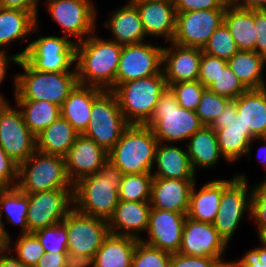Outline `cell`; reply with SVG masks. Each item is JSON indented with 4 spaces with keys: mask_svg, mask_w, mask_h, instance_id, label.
Masks as SVG:
<instances>
[{
    "mask_svg": "<svg viewBox=\"0 0 266 267\" xmlns=\"http://www.w3.org/2000/svg\"><path fill=\"white\" fill-rule=\"evenodd\" d=\"M91 119L84 136L95 141L109 152L120 139L123 131L130 125L119 107L116 94L104 90L93 102Z\"/></svg>",
    "mask_w": 266,
    "mask_h": 267,
    "instance_id": "obj_9",
    "label": "cell"
},
{
    "mask_svg": "<svg viewBox=\"0 0 266 267\" xmlns=\"http://www.w3.org/2000/svg\"><path fill=\"white\" fill-rule=\"evenodd\" d=\"M62 223L68 235V252L77 255L94 257L110 234L107 220L82 214L74 207Z\"/></svg>",
    "mask_w": 266,
    "mask_h": 267,
    "instance_id": "obj_14",
    "label": "cell"
},
{
    "mask_svg": "<svg viewBox=\"0 0 266 267\" xmlns=\"http://www.w3.org/2000/svg\"><path fill=\"white\" fill-rule=\"evenodd\" d=\"M38 25L37 18L28 11L0 7V47L5 50L3 47L13 41H27V35L39 31Z\"/></svg>",
    "mask_w": 266,
    "mask_h": 267,
    "instance_id": "obj_32",
    "label": "cell"
},
{
    "mask_svg": "<svg viewBox=\"0 0 266 267\" xmlns=\"http://www.w3.org/2000/svg\"><path fill=\"white\" fill-rule=\"evenodd\" d=\"M18 65L23 73L14 76L15 100L48 101L61 107L78 84L77 72L38 71L24 58Z\"/></svg>",
    "mask_w": 266,
    "mask_h": 267,
    "instance_id": "obj_3",
    "label": "cell"
},
{
    "mask_svg": "<svg viewBox=\"0 0 266 267\" xmlns=\"http://www.w3.org/2000/svg\"><path fill=\"white\" fill-rule=\"evenodd\" d=\"M202 51L208 55L228 61L239 49L227 26L222 23L210 36Z\"/></svg>",
    "mask_w": 266,
    "mask_h": 267,
    "instance_id": "obj_40",
    "label": "cell"
},
{
    "mask_svg": "<svg viewBox=\"0 0 266 267\" xmlns=\"http://www.w3.org/2000/svg\"><path fill=\"white\" fill-rule=\"evenodd\" d=\"M0 7L5 9H18L32 13L39 21L38 0H0Z\"/></svg>",
    "mask_w": 266,
    "mask_h": 267,
    "instance_id": "obj_53",
    "label": "cell"
},
{
    "mask_svg": "<svg viewBox=\"0 0 266 267\" xmlns=\"http://www.w3.org/2000/svg\"><path fill=\"white\" fill-rule=\"evenodd\" d=\"M175 92L178 104L191 111H196L202 93L206 87L199 81H186L169 85Z\"/></svg>",
    "mask_w": 266,
    "mask_h": 267,
    "instance_id": "obj_44",
    "label": "cell"
},
{
    "mask_svg": "<svg viewBox=\"0 0 266 267\" xmlns=\"http://www.w3.org/2000/svg\"><path fill=\"white\" fill-rule=\"evenodd\" d=\"M221 263L212 257L189 256L181 253L171 254L170 267H219Z\"/></svg>",
    "mask_w": 266,
    "mask_h": 267,
    "instance_id": "obj_49",
    "label": "cell"
},
{
    "mask_svg": "<svg viewBox=\"0 0 266 267\" xmlns=\"http://www.w3.org/2000/svg\"><path fill=\"white\" fill-rule=\"evenodd\" d=\"M55 1H59V0H46L45 6L52 3V2H55ZM39 2H40V0H38V7H39Z\"/></svg>",
    "mask_w": 266,
    "mask_h": 267,
    "instance_id": "obj_62",
    "label": "cell"
},
{
    "mask_svg": "<svg viewBox=\"0 0 266 267\" xmlns=\"http://www.w3.org/2000/svg\"><path fill=\"white\" fill-rule=\"evenodd\" d=\"M19 165L15 163L0 146V185L16 187Z\"/></svg>",
    "mask_w": 266,
    "mask_h": 267,
    "instance_id": "obj_48",
    "label": "cell"
},
{
    "mask_svg": "<svg viewBox=\"0 0 266 267\" xmlns=\"http://www.w3.org/2000/svg\"><path fill=\"white\" fill-rule=\"evenodd\" d=\"M227 65L247 89L266 87L263 70L266 58L255 51L239 50Z\"/></svg>",
    "mask_w": 266,
    "mask_h": 267,
    "instance_id": "obj_35",
    "label": "cell"
},
{
    "mask_svg": "<svg viewBox=\"0 0 266 267\" xmlns=\"http://www.w3.org/2000/svg\"><path fill=\"white\" fill-rule=\"evenodd\" d=\"M186 214L151 208L146 233L140 240L168 253H178Z\"/></svg>",
    "mask_w": 266,
    "mask_h": 267,
    "instance_id": "obj_19",
    "label": "cell"
},
{
    "mask_svg": "<svg viewBox=\"0 0 266 267\" xmlns=\"http://www.w3.org/2000/svg\"><path fill=\"white\" fill-rule=\"evenodd\" d=\"M139 12L146 37H165L172 42L175 34L176 10L173 0H130Z\"/></svg>",
    "mask_w": 266,
    "mask_h": 267,
    "instance_id": "obj_22",
    "label": "cell"
},
{
    "mask_svg": "<svg viewBox=\"0 0 266 267\" xmlns=\"http://www.w3.org/2000/svg\"><path fill=\"white\" fill-rule=\"evenodd\" d=\"M152 173L126 174L122 176L119 200L150 201Z\"/></svg>",
    "mask_w": 266,
    "mask_h": 267,
    "instance_id": "obj_38",
    "label": "cell"
},
{
    "mask_svg": "<svg viewBox=\"0 0 266 267\" xmlns=\"http://www.w3.org/2000/svg\"><path fill=\"white\" fill-rule=\"evenodd\" d=\"M45 7L52 20L63 28V36L77 38L76 43L95 33L97 9L93 0H59Z\"/></svg>",
    "mask_w": 266,
    "mask_h": 267,
    "instance_id": "obj_15",
    "label": "cell"
},
{
    "mask_svg": "<svg viewBox=\"0 0 266 267\" xmlns=\"http://www.w3.org/2000/svg\"><path fill=\"white\" fill-rule=\"evenodd\" d=\"M27 193L16 187H4L0 189V235L6 243L11 241L8 230L4 226L3 216L6 217L8 223L20 226V234H28L27 212H28Z\"/></svg>",
    "mask_w": 266,
    "mask_h": 267,
    "instance_id": "obj_30",
    "label": "cell"
},
{
    "mask_svg": "<svg viewBox=\"0 0 266 267\" xmlns=\"http://www.w3.org/2000/svg\"><path fill=\"white\" fill-rule=\"evenodd\" d=\"M226 8L176 13L173 43L202 49L223 23Z\"/></svg>",
    "mask_w": 266,
    "mask_h": 267,
    "instance_id": "obj_16",
    "label": "cell"
},
{
    "mask_svg": "<svg viewBox=\"0 0 266 267\" xmlns=\"http://www.w3.org/2000/svg\"><path fill=\"white\" fill-rule=\"evenodd\" d=\"M208 89L217 95L227 97L231 100L236 99L247 90L229 66L221 71Z\"/></svg>",
    "mask_w": 266,
    "mask_h": 267,
    "instance_id": "obj_45",
    "label": "cell"
},
{
    "mask_svg": "<svg viewBox=\"0 0 266 267\" xmlns=\"http://www.w3.org/2000/svg\"><path fill=\"white\" fill-rule=\"evenodd\" d=\"M252 187L250 217L256 222L258 237L266 231V183Z\"/></svg>",
    "mask_w": 266,
    "mask_h": 267,
    "instance_id": "obj_46",
    "label": "cell"
},
{
    "mask_svg": "<svg viewBox=\"0 0 266 267\" xmlns=\"http://www.w3.org/2000/svg\"><path fill=\"white\" fill-rule=\"evenodd\" d=\"M158 143L150 127L130 124L108 152V160L123 175L152 173Z\"/></svg>",
    "mask_w": 266,
    "mask_h": 267,
    "instance_id": "obj_4",
    "label": "cell"
},
{
    "mask_svg": "<svg viewBox=\"0 0 266 267\" xmlns=\"http://www.w3.org/2000/svg\"><path fill=\"white\" fill-rule=\"evenodd\" d=\"M20 57L15 55H8L6 50L0 49V87L2 82L4 81L6 74L8 73L9 64L12 62L13 64L18 65L20 61Z\"/></svg>",
    "mask_w": 266,
    "mask_h": 267,
    "instance_id": "obj_56",
    "label": "cell"
},
{
    "mask_svg": "<svg viewBox=\"0 0 266 267\" xmlns=\"http://www.w3.org/2000/svg\"><path fill=\"white\" fill-rule=\"evenodd\" d=\"M235 178L224 188L219 210L213 222L214 228L228 244L246 213L250 216L251 193L246 174H235Z\"/></svg>",
    "mask_w": 266,
    "mask_h": 267,
    "instance_id": "obj_11",
    "label": "cell"
},
{
    "mask_svg": "<svg viewBox=\"0 0 266 267\" xmlns=\"http://www.w3.org/2000/svg\"><path fill=\"white\" fill-rule=\"evenodd\" d=\"M24 122L29 130L37 136L61 116L60 106L37 100H15Z\"/></svg>",
    "mask_w": 266,
    "mask_h": 267,
    "instance_id": "obj_37",
    "label": "cell"
},
{
    "mask_svg": "<svg viewBox=\"0 0 266 267\" xmlns=\"http://www.w3.org/2000/svg\"><path fill=\"white\" fill-rule=\"evenodd\" d=\"M258 248L247 251L239 260L230 261L234 267H266V245L261 242Z\"/></svg>",
    "mask_w": 266,
    "mask_h": 267,
    "instance_id": "obj_51",
    "label": "cell"
},
{
    "mask_svg": "<svg viewBox=\"0 0 266 267\" xmlns=\"http://www.w3.org/2000/svg\"><path fill=\"white\" fill-rule=\"evenodd\" d=\"M150 210V201L119 200L113 215L107 221L110 234L140 240V233L147 230Z\"/></svg>",
    "mask_w": 266,
    "mask_h": 267,
    "instance_id": "obj_24",
    "label": "cell"
},
{
    "mask_svg": "<svg viewBox=\"0 0 266 267\" xmlns=\"http://www.w3.org/2000/svg\"><path fill=\"white\" fill-rule=\"evenodd\" d=\"M64 267H94V257L67 252Z\"/></svg>",
    "mask_w": 266,
    "mask_h": 267,
    "instance_id": "obj_55",
    "label": "cell"
},
{
    "mask_svg": "<svg viewBox=\"0 0 266 267\" xmlns=\"http://www.w3.org/2000/svg\"><path fill=\"white\" fill-rule=\"evenodd\" d=\"M219 267H234L231 262H227V263H224V264H221Z\"/></svg>",
    "mask_w": 266,
    "mask_h": 267,
    "instance_id": "obj_61",
    "label": "cell"
},
{
    "mask_svg": "<svg viewBox=\"0 0 266 267\" xmlns=\"http://www.w3.org/2000/svg\"><path fill=\"white\" fill-rule=\"evenodd\" d=\"M139 239L109 234L94 256V267H131Z\"/></svg>",
    "mask_w": 266,
    "mask_h": 267,
    "instance_id": "obj_33",
    "label": "cell"
},
{
    "mask_svg": "<svg viewBox=\"0 0 266 267\" xmlns=\"http://www.w3.org/2000/svg\"><path fill=\"white\" fill-rule=\"evenodd\" d=\"M122 45L94 33L76 43L78 83L114 90Z\"/></svg>",
    "mask_w": 266,
    "mask_h": 267,
    "instance_id": "obj_1",
    "label": "cell"
},
{
    "mask_svg": "<svg viewBox=\"0 0 266 267\" xmlns=\"http://www.w3.org/2000/svg\"><path fill=\"white\" fill-rule=\"evenodd\" d=\"M163 46L141 42L122 45L115 88L131 80L147 78L162 71Z\"/></svg>",
    "mask_w": 266,
    "mask_h": 267,
    "instance_id": "obj_17",
    "label": "cell"
},
{
    "mask_svg": "<svg viewBox=\"0 0 266 267\" xmlns=\"http://www.w3.org/2000/svg\"><path fill=\"white\" fill-rule=\"evenodd\" d=\"M107 21H104L105 28H108L113 37L109 40L121 45L137 44L145 41L146 34L143 30L142 21L136 5L128 2L116 10H113Z\"/></svg>",
    "mask_w": 266,
    "mask_h": 267,
    "instance_id": "obj_25",
    "label": "cell"
},
{
    "mask_svg": "<svg viewBox=\"0 0 266 267\" xmlns=\"http://www.w3.org/2000/svg\"><path fill=\"white\" fill-rule=\"evenodd\" d=\"M196 179L153 178L151 208L168 210L187 215L190 194Z\"/></svg>",
    "mask_w": 266,
    "mask_h": 267,
    "instance_id": "obj_23",
    "label": "cell"
},
{
    "mask_svg": "<svg viewBox=\"0 0 266 267\" xmlns=\"http://www.w3.org/2000/svg\"><path fill=\"white\" fill-rule=\"evenodd\" d=\"M10 253L12 252L8 251L6 247L0 251V267H28L18 261L14 256H11Z\"/></svg>",
    "mask_w": 266,
    "mask_h": 267,
    "instance_id": "obj_58",
    "label": "cell"
},
{
    "mask_svg": "<svg viewBox=\"0 0 266 267\" xmlns=\"http://www.w3.org/2000/svg\"><path fill=\"white\" fill-rule=\"evenodd\" d=\"M79 133L61 116L36 136V150L65 157Z\"/></svg>",
    "mask_w": 266,
    "mask_h": 267,
    "instance_id": "obj_34",
    "label": "cell"
},
{
    "mask_svg": "<svg viewBox=\"0 0 266 267\" xmlns=\"http://www.w3.org/2000/svg\"><path fill=\"white\" fill-rule=\"evenodd\" d=\"M103 91L98 87L78 83L61 105V117L79 134H83L91 119L93 102Z\"/></svg>",
    "mask_w": 266,
    "mask_h": 267,
    "instance_id": "obj_27",
    "label": "cell"
},
{
    "mask_svg": "<svg viewBox=\"0 0 266 267\" xmlns=\"http://www.w3.org/2000/svg\"><path fill=\"white\" fill-rule=\"evenodd\" d=\"M186 148L191 167L195 174L198 168L209 169L215 167L219 160L222 159L216 132L211 126H203L195 132L188 139Z\"/></svg>",
    "mask_w": 266,
    "mask_h": 267,
    "instance_id": "obj_31",
    "label": "cell"
},
{
    "mask_svg": "<svg viewBox=\"0 0 266 267\" xmlns=\"http://www.w3.org/2000/svg\"><path fill=\"white\" fill-rule=\"evenodd\" d=\"M123 173L107 160L95 174L74 184L73 207L82 214L109 220L119 203Z\"/></svg>",
    "mask_w": 266,
    "mask_h": 267,
    "instance_id": "obj_2",
    "label": "cell"
},
{
    "mask_svg": "<svg viewBox=\"0 0 266 267\" xmlns=\"http://www.w3.org/2000/svg\"><path fill=\"white\" fill-rule=\"evenodd\" d=\"M176 13L227 8V0H173Z\"/></svg>",
    "mask_w": 266,
    "mask_h": 267,
    "instance_id": "obj_50",
    "label": "cell"
},
{
    "mask_svg": "<svg viewBox=\"0 0 266 267\" xmlns=\"http://www.w3.org/2000/svg\"><path fill=\"white\" fill-rule=\"evenodd\" d=\"M259 240L266 245V231L259 237Z\"/></svg>",
    "mask_w": 266,
    "mask_h": 267,
    "instance_id": "obj_60",
    "label": "cell"
},
{
    "mask_svg": "<svg viewBox=\"0 0 266 267\" xmlns=\"http://www.w3.org/2000/svg\"><path fill=\"white\" fill-rule=\"evenodd\" d=\"M163 71L159 74L119 84L113 92L129 124L145 125L152 117L162 91L166 88Z\"/></svg>",
    "mask_w": 266,
    "mask_h": 267,
    "instance_id": "obj_6",
    "label": "cell"
},
{
    "mask_svg": "<svg viewBox=\"0 0 266 267\" xmlns=\"http://www.w3.org/2000/svg\"><path fill=\"white\" fill-rule=\"evenodd\" d=\"M227 66L226 60L202 52L198 80L208 89Z\"/></svg>",
    "mask_w": 266,
    "mask_h": 267,
    "instance_id": "obj_47",
    "label": "cell"
},
{
    "mask_svg": "<svg viewBox=\"0 0 266 267\" xmlns=\"http://www.w3.org/2000/svg\"><path fill=\"white\" fill-rule=\"evenodd\" d=\"M230 101L206 88L195 112L204 126H211Z\"/></svg>",
    "mask_w": 266,
    "mask_h": 267,
    "instance_id": "obj_42",
    "label": "cell"
},
{
    "mask_svg": "<svg viewBox=\"0 0 266 267\" xmlns=\"http://www.w3.org/2000/svg\"><path fill=\"white\" fill-rule=\"evenodd\" d=\"M0 244H5V242L1 238V235H0Z\"/></svg>",
    "mask_w": 266,
    "mask_h": 267,
    "instance_id": "obj_64",
    "label": "cell"
},
{
    "mask_svg": "<svg viewBox=\"0 0 266 267\" xmlns=\"http://www.w3.org/2000/svg\"><path fill=\"white\" fill-rule=\"evenodd\" d=\"M5 247V244H0V251Z\"/></svg>",
    "mask_w": 266,
    "mask_h": 267,
    "instance_id": "obj_63",
    "label": "cell"
},
{
    "mask_svg": "<svg viewBox=\"0 0 266 267\" xmlns=\"http://www.w3.org/2000/svg\"><path fill=\"white\" fill-rule=\"evenodd\" d=\"M255 52L266 58V9L254 10Z\"/></svg>",
    "mask_w": 266,
    "mask_h": 267,
    "instance_id": "obj_52",
    "label": "cell"
},
{
    "mask_svg": "<svg viewBox=\"0 0 266 267\" xmlns=\"http://www.w3.org/2000/svg\"><path fill=\"white\" fill-rule=\"evenodd\" d=\"M34 234L44 248L45 253H67L68 235L66 226L59 224L38 229Z\"/></svg>",
    "mask_w": 266,
    "mask_h": 267,
    "instance_id": "obj_43",
    "label": "cell"
},
{
    "mask_svg": "<svg viewBox=\"0 0 266 267\" xmlns=\"http://www.w3.org/2000/svg\"><path fill=\"white\" fill-rule=\"evenodd\" d=\"M17 187L24 193L74 188L68 177L65 157L35 151L19 165Z\"/></svg>",
    "mask_w": 266,
    "mask_h": 267,
    "instance_id": "obj_7",
    "label": "cell"
},
{
    "mask_svg": "<svg viewBox=\"0 0 266 267\" xmlns=\"http://www.w3.org/2000/svg\"><path fill=\"white\" fill-rule=\"evenodd\" d=\"M153 178L196 179L187 150L170 143H158L154 158Z\"/></svg>",
    "mask_w": 266,
    "mask_h": 267,
    "instance_id": "obj_28",
    "label": "cell"
},
{
    "mask_svg": "<svg viewBox=\"0 0 266 267\" xmlns=\"http://www.w3.org/2000/svg\"><path fill=\"white\" fill-rule=\"evenodd\" d=\"M227 4L232 7L243 9H266V0H227Z\"/></svg>",
    "mask_w": 266,
    "mask_h": 267,
    "instance_id": "obj_57",
    "label": "cell"
},
{
    "mask_svg": "<svg viewBox=\"0 0 266 267\" xmlns=\"http://www.w3.org/2000/svg\"><path fill=\"white\" fill-rule=\"evenodd\" d=\"M235 177L233 176L230 180L217 179L206 182L199 191L195 189V182L186 216L194 221L213 224L219 210L222 192Z\"/></svg>",
    "mask_w": 266,
    "mask_h": 267,
    "instance_id": "obj_26",
    "label": "cell"
},
{
    "mask_svg": "<svg viewBox=\"0 0 266 267\" xmlns=\"http://www.w3.org/2000/svg\"><path fill=\"white\" fill-rule=\"evenodd\" d=\"M229 244L219 235L213 224L194 221L186 217L182 242L178 253L216 258L221 264L229 261L223 260Z\"/></svg>",
    "mask_w": 266,
    "mask_h": 267,
    "instance_id": "obj_18",
    "label": "cell"
},
{
    "mask_svg": "<svg viewBox=\"0 0 266 267\" xmlns=\"http://www.w3.org/2000/svg\"><path fill=\"white\" fill-rule=\"evenodd\" d=\"M256 140H258V142H259V140L262 142V145H263V143H264V145L265 146H262V147H264V149L266 148V137H264V138H256ZM260 149H261V147H260ZM263 149V148H262ZM259 152V151H258ZM265 155V154H264ZM264 159V158H263ZM264 167H265V169H266V159L265 160H263V164H262Z\"/></svg>",
    "mask_w": 266,
    "mask_h": 267,
    "instance_id": "obj_59",
    "label": "cell"
},
{
    "mask_svg": "<svg viewBox=\"0 0 266 267\" xmlns=\"http://www.w3.org/2000/svg\"><path fill=\"white\" fill-rule=\"evenodd\" d=\"M202 52L200 48L183 47L173 42L163 46L162 71L167 86L198 80Z\"/></svg>",
    "mask_w": 266,
    "mask_h": 267,
    "instance_id": "obj_20",
    "label": "cell"
},
{
    "mask_svg": "<svg viewBox=\"0 0 266 267\" xmlns=\"http://www.w3.org/2000/svg\"><path fill=\"white\" fill-rule=\"evenodd\" d=\"M67 253H45L35 267H64Z\"/></svg>",
    "mask_w": 266,
    "mask_h": 267,
    "instance_id": "obj_54",
    "label": "cell"
},
{
    "mask_svg": "<svg viewBox=\"0 0 266 267\" xmlns=\"http://www.w3.org/2000/svg\"><path fill=\"white\" fill-rule=\"evenodd\" d=\"M211 127L216 132L218 147L226 162L235 163L246 155L247 160H251V143L256 141V138H252V132L245 128L240 116L237 115L234 100L226 105Z\"/></svg>",
    "mask_w": 266,
    "mask_h": 267,
    "instance_id": "obj_12",
    "label": "cell"
},
{
    "mask_svg": "<svg viewBox=\"0 0 266 267\" xmlns=\"http://www.w3.org/2000/svg\"><path fill=\"white\" fill-rule=\"evenodd\" d=\"M0 94V146L18 165L36 151V136L24 122L17 104L14 109Z\"/></svg>",
    "mask_w": 266,
    "mask_h": 267,
    "instance_id": "obj_10",
    "label": "cell"
},
{
    "mask_svg": "<svg viewBox=\"0 0 266 267\" xmlns=\"http://www.w3.org/2000/svg\"><path fill=\"white\" fill-rule=\"evenodd\" d=\"M223 23L230 31L239 50L255 51L254 10L227 5Z\"/></svg>",
    "mask_w": 266,
    "mask_h": 267,
    "instance_id": "obj_36",
    "label": "cell"
},
{
    "mask_svg": "<svg viewBox=\"0 0 266 267\" xmlns=\"http://www.w3.org/2000/svg\"><path fill=\"white\" fill-rule=\"evenodd\" d=\"M150 127L159 143H177L188 139L204 125L195 111L181 107L170 86L162 91L151 119Z\"/></svg>",
    "mask_w": 266,
    "mask_h": 267,
    "instance_id": "obj_5",
    "label": "cell"
},
{
    "mask_svg": "<svg viewBox=\"0 0 266 267\" xmlns=\"http://www.w3.org/2000/svg\"><path fill=\"white\" fill-rule=\"evenodd\" d=\"M73 191L74 188H60L27 193L28 233L61 223L73 208Z\"/></svg>",
    "mask_w": 266,
    "mask_h": 267,
    "instance_id": "obj_13",
    "label": "cell"
},
{
    "mask_svg": "<svg viewBox=\"0 0 266 267\" xmlns=\"http://www.w3.org/2000/svg\"><path fill=\"white\" fill-rule=\"evenodd\" d=\"M108 160V152L95 141L79 134L65 156L67 174L73 185L80 179L95 174Z\"/></svg>",
    "mask_w": 266,
    "mask_h": 267,
    "instance_id": "obj_21",
    "label": "cell"
},
{
    "mask_svg": "<svg viewBox=\"0 0 266 267\" xmlns=\"http://www.w3.org/2000/svg\"><path fill=\"white\" fill-rule=\"evenodd\" d=\"M171 253L137 242L131 267H170Z\"/></svg>",
    "mask_w": 266,
    "mask_h": 267,
    "instance_id": "obj_41",
    "label": "cell"
},
{
    "mask_svg": "<svg viewBox=\"0 0 266 267\" xmlns=\"http://www.w3.org/2000/svg\"><path fill=\"white\" fill-rule=\"evenodd\" d=\"M11 246V241L5 243L8 251L14 250L16 253L14 257L28 267H35L38 260L45 254L41 242L34 233L20 234L16 240L15 248Z\"/></svg>",
    "mask_w": 266,
    "mask_h": 267,
    "instance_id": "obj_39",
    "label": "cell"
},
{
    "mask_svg": "<svg viewBox=\"0 0 266 267\" xmlns=\"http://www.w3.org/2000/svg\"><path fill=\"white\" fill-rule=\"evenodd\" d=\"M16 53L34 69L45 72H77L76 41L66 36H40ZM73 68H71V66Z\"/></svg>",
    "mask_w": 266,
    "mask_h": 267,
    "instance_id": "obj_8",
    "label": "cell"
},
{
    "mask_svg": "<svg viewBox=\"0 0 266 267\" xmlns=\"http://www.w3.org/2000/svg\"><path fill=\"white\" fill-rule=\"evenodd\" d=\"M234 101L237 115L252 132V138L266 137V87L247 89Z\"/></svg>",
    "mask_w": 266,
    "mask_h": 267,
    "instance_id": "obj_29",
    "label": "cell"
}]
</instances>
